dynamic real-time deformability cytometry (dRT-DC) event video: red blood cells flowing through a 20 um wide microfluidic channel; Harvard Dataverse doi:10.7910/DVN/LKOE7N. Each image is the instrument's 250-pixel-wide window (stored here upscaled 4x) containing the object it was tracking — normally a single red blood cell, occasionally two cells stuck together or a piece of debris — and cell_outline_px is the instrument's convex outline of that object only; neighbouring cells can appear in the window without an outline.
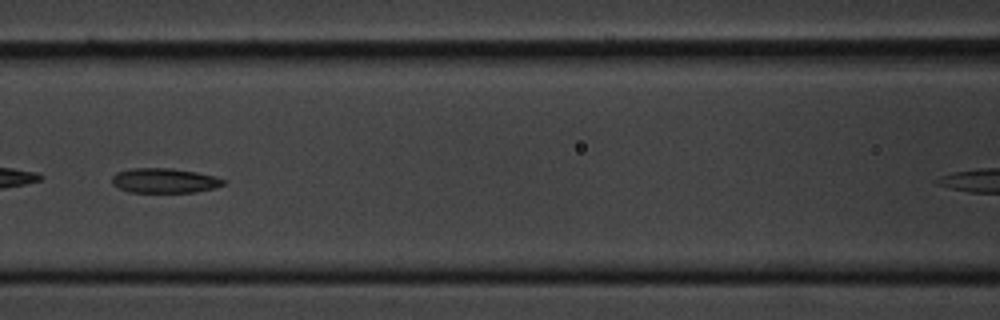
{"species": "common noctule bat (a hibernating species)", "species_latin": "Nyctalus noctula", "temperature_condition": "cold", "stored_images_in_passage": 41, "camera_frame_rate_fps": 3000, "um_per_image_px": 0.085, "animal": {"sex": "male", "body_mass_g": 20.1, "forearm_length_mm": 53.5}, "frame": {"image": 1, "passage_image": 17, "time_ms": 5.333, "image_size_px": [1000, 320], "cell_outline_px": [[224, 184], [216, 188], [196, 192], [128, 192], [112, 184], [112, 176], [116, 172], [132, 168], [172, 168], [196, 172], [216, 176], [224, 180]], "centroid_in_image_um": [13.98, 15.35], "position_along_channel_um": 152.6, "area_um2": 16.13}}
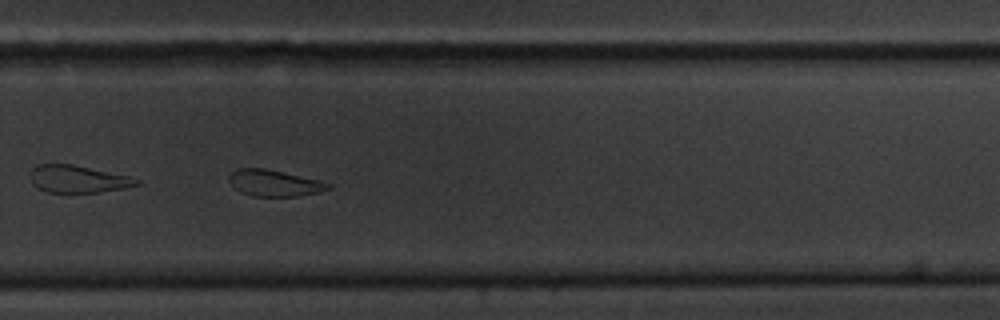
{"frame": {"image": 2, "passage_image": 30, "time_ms": 9.667, "image_size_px": [1000, 320], "cell_outline_px": [[332, 188], [320, 192], [300, 196], [252, 196], [240, 192], [228, 180], [228, 176], [236, 168], [264, 168], [320, 180], [332, 184]], "centroid_in_image_um": [23.34, 15.56], "position_along_channel_um": 306.5, "area_um2": 15.32}}
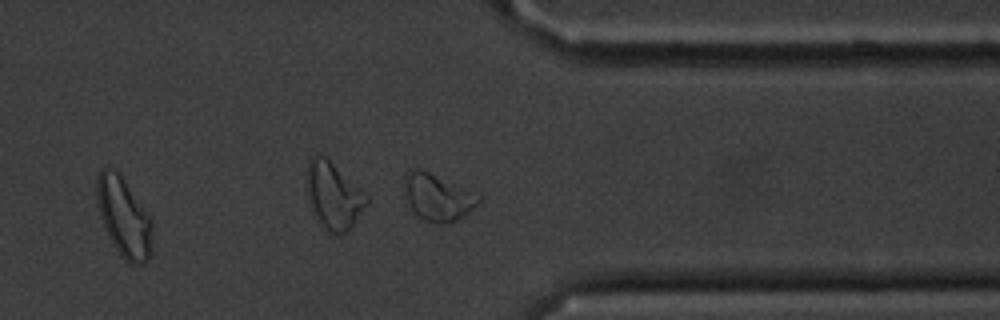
{"frame": {"image": 3, "passage_image": 36, "time_ms": 11.667, "image_size_px": [1000, 320], "cell_outline_px": [[480, 204], [464, 216], [456, 220], [444, 224], [436, 224], [424, 220], [404, 204], [404, 172], [408, 168], [420, 168], [480, 196]], "centroid_in_image_um": [37.11, 16.77], "position_along_channel_um": 374.3, "area_um2": 20.58}, "authors_computed_cell_mechanics": {"area_um2": 16.9354, "velocity_mm_per_s": 3.5644, "shape_relaxation_time_tau1_ms": 5.5953, "shape_relaxation_time_tau2_ms": 5.2157, "deformation_change_tau1": 0.1158, "deformation_change_tau2": 0.1293}}